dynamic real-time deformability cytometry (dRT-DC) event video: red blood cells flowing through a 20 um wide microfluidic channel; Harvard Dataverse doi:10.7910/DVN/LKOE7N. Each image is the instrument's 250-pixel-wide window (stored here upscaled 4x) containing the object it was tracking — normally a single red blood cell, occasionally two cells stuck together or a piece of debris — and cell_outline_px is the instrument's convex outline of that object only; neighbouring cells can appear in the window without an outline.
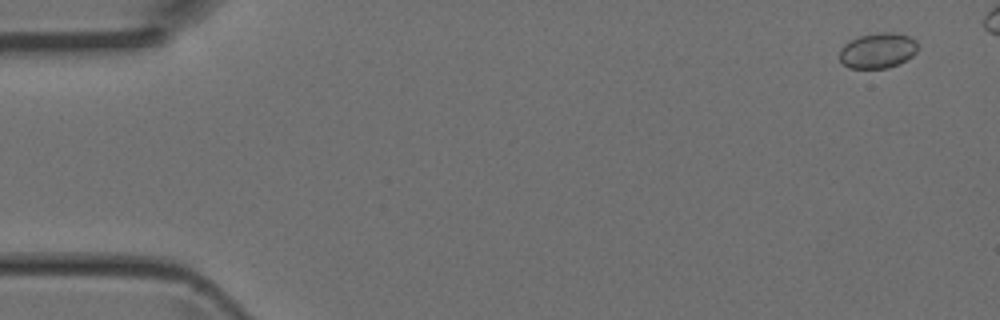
{"species": "Egyptian fruit bat (a non-hibernating species)", "species_latin": "Rousettus aegyptiacus", "temperature_condition": "room temperature", "stored_images_in_passage": 5, "camera_frame_rate_fps": 3000, "um_per_image_px": 0.085, "animal": {"sex": "female"}, "frame": {"image": 1, "passage_image": 1, "time_ms": 0.0, "image_size_px": [1000, 320], "cell_outline_px": [[916, 52], [912, 56], [888, 68], [848, 68], [840, 60], [840, 48], [844, 44], [860, 36], [876, 32], [896, 32], [908, 36], [916, 40]], "centroid_in_image_um": [74.59, 4.28], "position_along_channel_um": 10.4, "area_um2": 16.01}}